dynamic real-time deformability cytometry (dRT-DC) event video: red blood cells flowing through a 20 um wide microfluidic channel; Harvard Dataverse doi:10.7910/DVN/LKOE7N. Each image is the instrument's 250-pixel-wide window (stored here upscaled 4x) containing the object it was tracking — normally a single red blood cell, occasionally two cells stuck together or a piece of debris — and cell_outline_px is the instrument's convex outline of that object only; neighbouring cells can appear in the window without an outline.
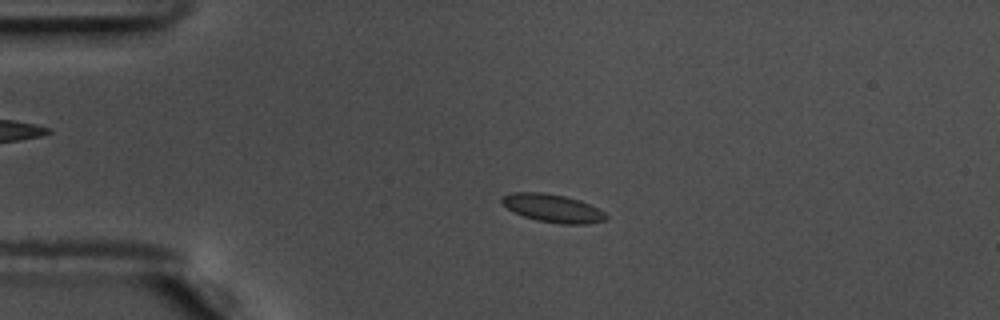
{"species": "common noctule bat (a hibernating species)", "species_latin": "Nyctalus noctula", "temperature_condition": "warm", "stored_images_in_passage": 58, "camera_frame_rate_fps": 3000, "um_per_image_px": 0.085, "animal": {"sex": "male", "body_mass_g": 17.5, "forearm_length_mm": 52.3}, "frame": {"image": 1, "passage_image": 14, "time_ms": 4.333, "image_size_px": [1000, 320], "cell_outline_px": [[608, 220], [588, 224], [560, 224], [536, 220], [524, 216], [508, 208], [500, 200], [504, 196], [512, 192], [544, 192], [564, 196], [580, 200], [604, 212], [608, 216]], "centroid_in_image_um": [47.02, 17.7], "position_along_channel_um": 38.0, "area_um2": 16.94}}
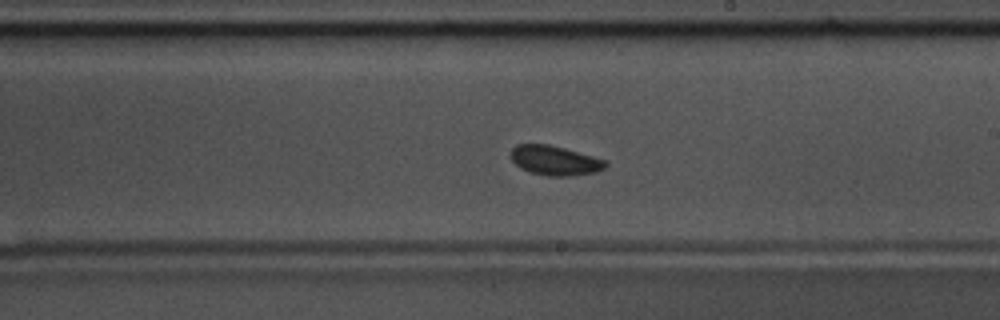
{"frame": {"image": 2, "passage_image": 34, "time_ms": 11.0, "image_size_px": [1000, 320], "cell_outline_px": [[608, 164], [604, 168], [596, 172], [572, 176], [548, 176], [528, 172], [520, 168], [512, 160], [512, 148], [516, 144], [548, 144], [564, 148], [608, 160]], "centroid_in_image_um": [47.19, 13.65], "position_along_channel_um": 241.8, "area_um2": 16.42}, "authors_computed_cell_mechanics": {"area_um2": 16.5019, "velocity_mm_per_s": 3.593, "shape_relaxation_time_tau1_ms": null, "shape_relaxation_time_tau2_ms": 6.2114, "deformation_change_tau1": null, "deformation_change_tau2": 0.1031}}